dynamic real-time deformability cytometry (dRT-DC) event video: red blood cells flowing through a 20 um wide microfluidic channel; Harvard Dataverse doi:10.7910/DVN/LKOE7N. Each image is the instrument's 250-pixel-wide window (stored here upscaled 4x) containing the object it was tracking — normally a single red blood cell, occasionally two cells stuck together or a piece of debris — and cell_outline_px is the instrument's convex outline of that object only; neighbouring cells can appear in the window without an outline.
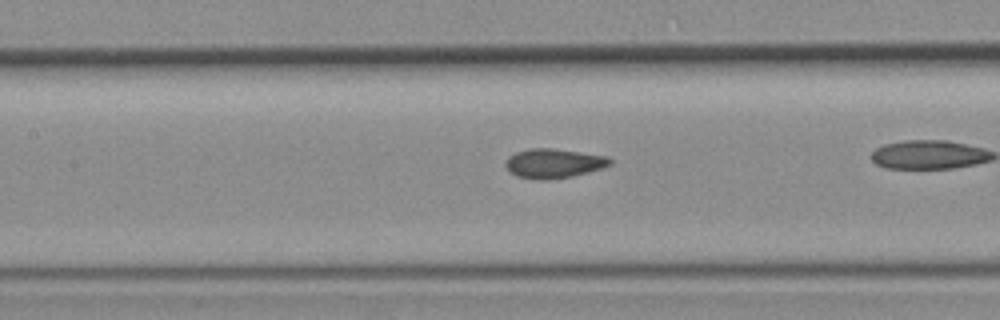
{"species": "common noctule bat (a hibernating species)", "species_latin": "Nyctalus noctula", "temperature_condition": "room temperature", "stored_images_in_passage": 19, "camera_frame_rate_fps": 3000, "um_per_image_px": 0.085, "animal": {"sex": "female", "body_mass_g": 19.3, "forearm_length_mm": 54.1}, "frame": {"image": 1, "passage_image": 6, "time_ms": 1.667, "image_size_px": [1000, 320], "cell_outline_px": [[612, 164], [588, 172], [572, 176], [548, 180], [536, 180], [516, 176], [508, 172], [504, 164], [508, 156], [516, 152], [528, 148], [552, 148], [608, 156], [612, 160]], "centroid_in_image_um": [47.01, 13.89], "position_along_channel_um": 160.4, "area_um2": 18.09}}